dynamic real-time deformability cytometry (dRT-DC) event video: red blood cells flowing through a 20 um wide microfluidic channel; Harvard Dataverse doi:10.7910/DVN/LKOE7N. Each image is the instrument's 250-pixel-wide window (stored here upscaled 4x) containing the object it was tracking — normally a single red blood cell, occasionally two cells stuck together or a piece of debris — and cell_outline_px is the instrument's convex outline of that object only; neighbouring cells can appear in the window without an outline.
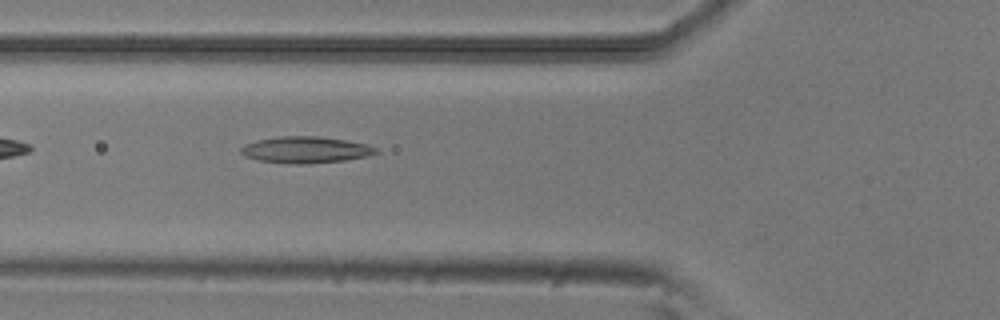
{"species": "common noctule bat (a hibernating species)", "species_latin": "Nyctalus noctula", "temperature_condition": "room temperature", "stored_images_in_passage": 36, "camera_frame_rate_fps": 3000, "um_per_image_px": 0.085, "animal": {"sex": "male", "body_mass_g": 20.5, "forearm_length_mm": 52.5}, "frame": {"image": 1, "passage_image": 3, "time_ms": 0.667, "image_size_px": [1000, 320], "cell_outline_px": [[380, 152], [368, 156], [344, 160], [300, 164], [296, 164], [260, 160], [244, 156], [240, 152], [240, 148], [244, 144], [256, 140], [280, 136], [316, 136], [344, 140], [368, 144], [376, 148]], "centroid_in_image_um": [25.97, 12.72], "position_along_channel_um": 99.8, "area_um2": 20.69}}
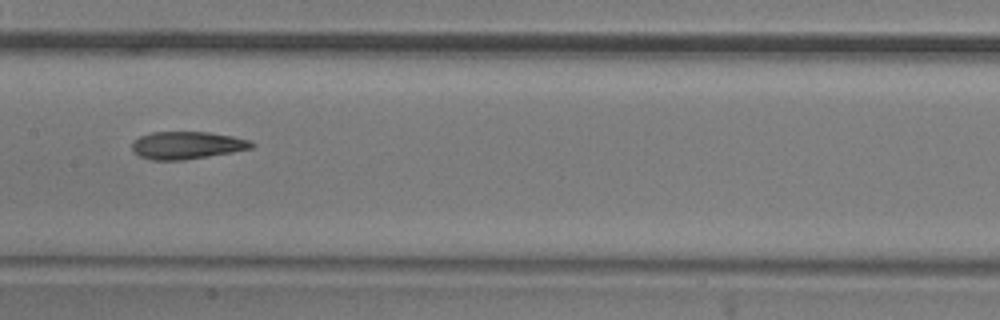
{"frame": {"image": 2, "passage_image": 10, "time_ms": 3.0, "image_size_px": [1000, 320], "cell_outline_px": [[256, 144], [252, 148], [232, 152], [184, 160], [152, 160], [140, 156], [132, 148], [132, 144], [140, 136], [152, 132], [208, 132], [232, 136], [248, 140]], "centroid_in_image_um": [15.91, 12.35], "position_along_channel_um": 191.5, "area_um2": 18.96}}
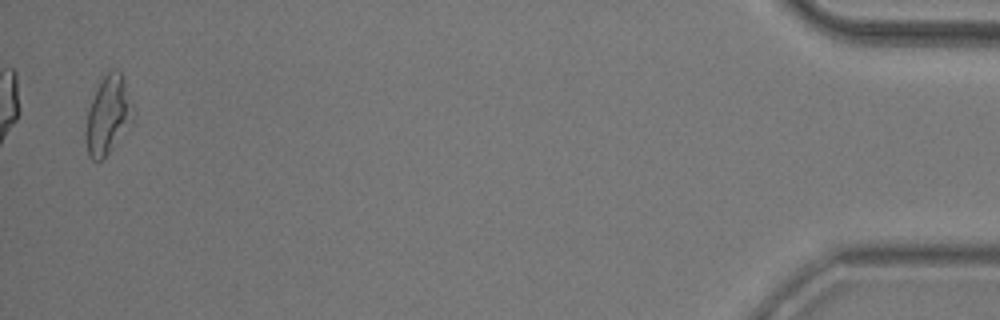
{"frame": {"image": 3, "passage_image": 35, "time_ms": 11.333, "image_size_px": [1000, 320], "cell_outline_px": [[136, 116], [108, 152], [100, 160], [92, 160], [88, 156], [84, 136], [84, 132], [88, 112], [92, 100], [100, 80], [108, 68], [116, 68], [120, 72], [124, 80], [136, 112]], "centroid_in_image_um": [9.19, 9.74], "position_along_channel_um": 426.0, "area_um2": 21.62}}